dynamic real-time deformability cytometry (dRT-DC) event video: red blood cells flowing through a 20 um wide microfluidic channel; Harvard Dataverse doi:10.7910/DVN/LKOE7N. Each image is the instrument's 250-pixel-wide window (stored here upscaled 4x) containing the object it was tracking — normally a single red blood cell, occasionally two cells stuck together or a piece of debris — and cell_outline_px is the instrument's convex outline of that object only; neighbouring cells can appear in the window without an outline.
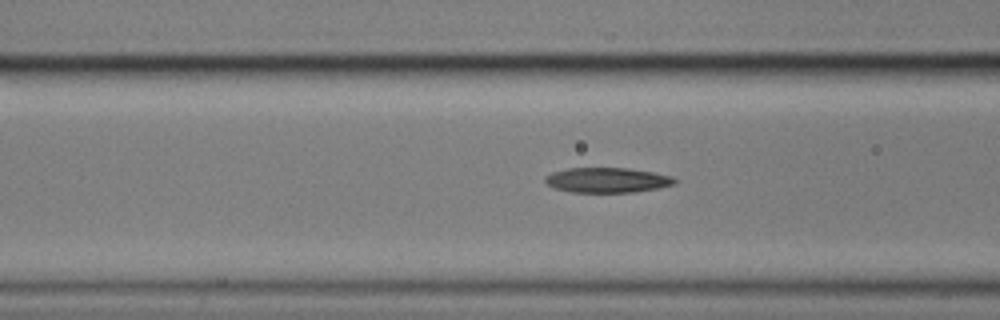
{"species": "common noctule bat (a hibernating species)", "species_latin": "Nyctalus noctula", "temperature_condition": "cold", "stored_images_in_passage": 30, "camera_frame_rate_fps": 3000, "um_per_image_px": 0.085, "animal": {"sex": "male", "body_mass_g": 17.9}, "frame": {"image": 1, "passage_image": 6, "time_ms": 1.667, "image_size_px": [1000, 320], "cell_outline_px": [[680, 180], [676, 184], [660, 188], [636, 192], [572, 192], [556, 188], [548, 184], [544, 180], [544, 176], [552, 172], [568, 168], [628, 168], [652, 172], [672, 176]], "centroid_in_image_um": [51.67, 15.31], "position_along_channel_um": 114.9, "area_um2": 19.02}}
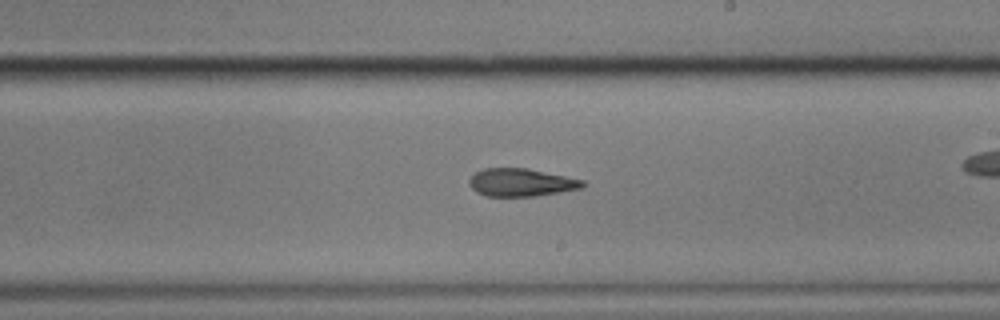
{"frame": {"image": 2, "passage_image": 17, "time_ms": 5.333, "image_size_px": [1000, 320], "cell_outline_px": [[588, 184], [584, 188], [536, 196], [488, 196], [476, 192], [468, 184], [468, 180], [476, 172], [484, 168], [528, 168], [584, 180]], "centroid_in_image_um": [44.33, 15.51], "position_along_channel_um": 244.7, "area_um2": 18.55}}
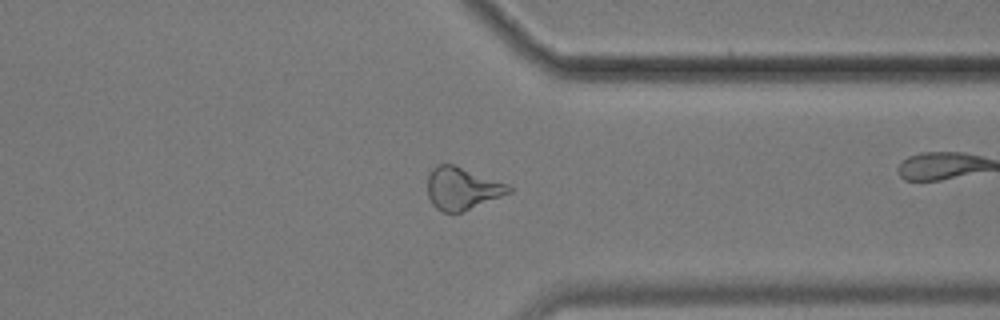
{"frame": {"image": 3, "passage_image": 28, "time_ms": 9.0, "image_size_px": [1000, 320], "cell_outline_px": [[512, 192], [460, 212], [444, 212], [436, 208], [432, 204], [428, 196], [428, 172], [436, 164], [452, 164], [508, 184], [512, 188]], "centroid_in_image_um": [39.25, 16.0], "position_along_channel_um": 372.2, "area_um2": 19.83}}